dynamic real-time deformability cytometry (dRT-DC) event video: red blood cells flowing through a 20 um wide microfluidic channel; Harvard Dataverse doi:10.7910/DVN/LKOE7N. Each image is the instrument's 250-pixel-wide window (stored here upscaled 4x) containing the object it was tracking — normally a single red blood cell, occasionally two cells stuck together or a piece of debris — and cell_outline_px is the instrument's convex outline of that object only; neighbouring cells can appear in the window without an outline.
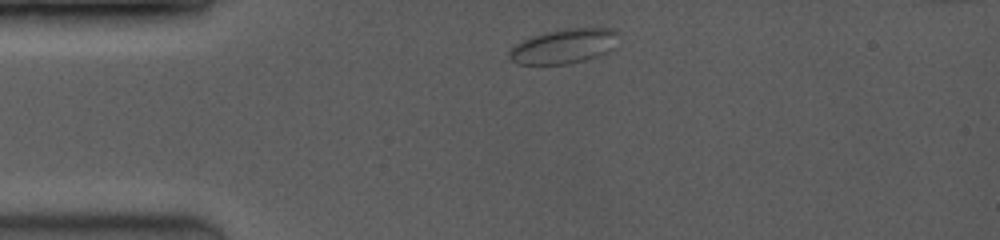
{"species": "common noctule bat (a hibernating species)", "species_latin": "Nyctalus noctula", "temperature_condition": "room temperature", "stored_images_in_passage": 10, "camera_frame_rate_fps": 3500, "um_per_image_px": 0.085, "animal": {"sex": "female", "body_mass_g": 19.0, "forearm_length_mm": 53.3}, "frame": {"image": 1, "passage_image": 1, "time_ms": 0.0, "image_size_px": [1000, 240], "cell_outline_px": [[616, 32], [612, 48], [608, 52], [584, 60], [568, 64], [516, 64], [508, 56], [508, 52], [516, 44], [532, 36], [548, 32], [572, 28], [608, 28]], "centroid_in_image_um": [47.87, 3.94], "position_along_channel_um": 37.1, "area_um2": 21.44}}
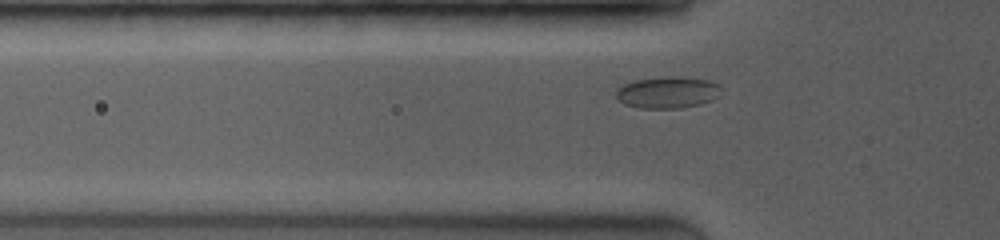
{"frame": {"image": 2, "passage_image": 4, "time_ms": 1.714, "image_size_px": [1000, 240], "cell_outline_px": [[720, 96], [712, 100], [700, 104], [680, 108], [640, 108], [624, 104], [616, 96], [616, 88], [624, 84], [636, 80], [664, 76], [676, 76], [708, 80], [716, 84]], "centroid_in_image_um": [56.71, 7.85], "position_along_channel_um": 69.1, "area_um2": 19.25}}